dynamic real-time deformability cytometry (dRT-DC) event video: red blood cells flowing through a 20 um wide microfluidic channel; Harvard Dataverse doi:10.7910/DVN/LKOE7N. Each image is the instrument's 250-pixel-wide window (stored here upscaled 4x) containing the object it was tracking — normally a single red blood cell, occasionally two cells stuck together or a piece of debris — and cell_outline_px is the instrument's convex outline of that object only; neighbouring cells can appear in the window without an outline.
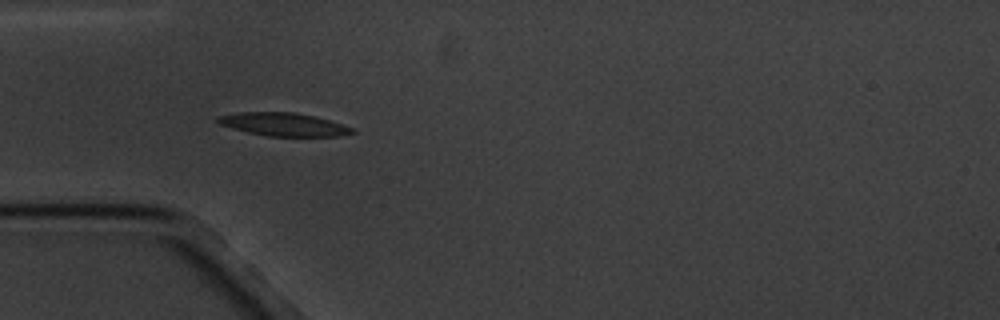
{"species": "common noctule bat (a hibernating species)", "species_latin": "Nyctalus noctula", "temperature_condition": "cold", "stored_images_in_passage": 5, "camera_frame_rate_fps": 3000, "um_per_image_px": 0.085, "animal": {"sex": "male", "body_mass_g": 20.1, "forearm_length_mm": 53.5}, "frame": {"image": 1, "passage_image": 4, "time_ms": 3.667, "image_size_px": [1000, 320], "cell_outline_px": [[356, 132], [340, 136], [268, 136], [248, 132], [232, 128], [220, 124], [216, 120], [216, 116], [236, 112], [292, 112], [312, 116], [328, 120], [352, 128]], "centroid_in_image_um": [24.05, 10.57], "position_along_channel_um": 61.0, "area_um2": 17.92}}
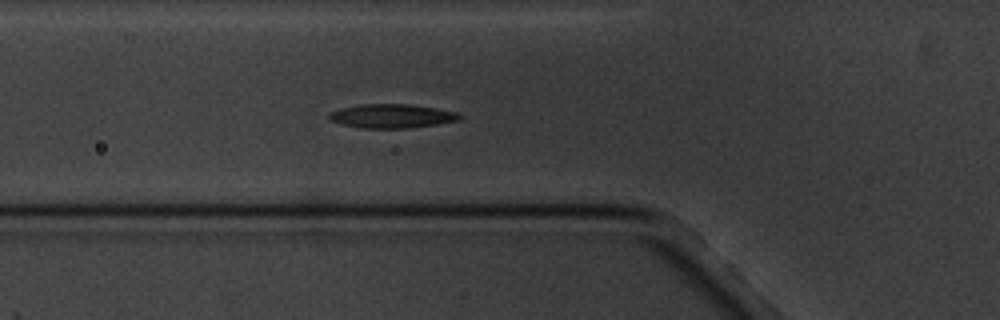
{"frame": {"image": 2, "passage_image": 5, "time_ms": 4.667, "image_size_px": [1000, 320], "cell_outline_px": [[464, 116], [460, 120], [436, 124], [408, 128], [360, 128], [340, 124], [328, 120], [328, 112], [340, 108], [360, 104], [408, 104], [436, 108], [460, 112]], "centroid_in_image_um": [33.29, 9.86], "position_along_channel_um": 92.5, "area_um2": 18.5}}